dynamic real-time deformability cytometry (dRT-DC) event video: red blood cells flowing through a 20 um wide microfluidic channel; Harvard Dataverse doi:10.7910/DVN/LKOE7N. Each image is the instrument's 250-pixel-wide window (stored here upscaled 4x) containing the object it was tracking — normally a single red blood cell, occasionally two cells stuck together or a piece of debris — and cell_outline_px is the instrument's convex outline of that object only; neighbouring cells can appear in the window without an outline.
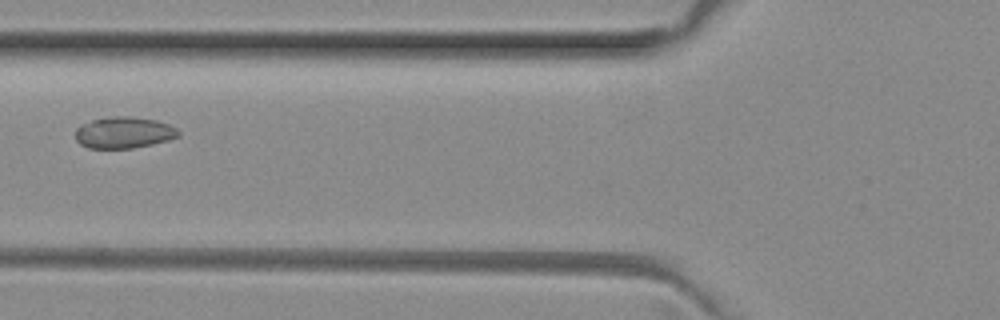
{"species": "common noctule bat (a hibernating species)", "species_latin": "Nyctalus noctula", "temperature_condition": "room temperature", "stored_images_in_passage": 5, "camera_frame_rate_fps": 3000, "um_per_image_px": 0.085, "animal": {"sex": "female", "body_mass_g": 29.2, "forearm_length_mm": 56.3}, "frame": {"image": 1, "passage_image": 5, "time_ms": 1.333, "image_size_px": [1000, 320], "cell_outline_px": [[180, 136], [168, 140], [152, 144], [132, 148], [88, 148], [80, 144], [76, 140], [76, 128], [80, 124], [92, 120], [112, 116], [132, 116], [156, 120], [168, 124], [176, 128], [180, 132]], "centroid_in_image_um": [10.52, 11.26], "position_along_channel_um": 115.3, "area_um2": 18.96}}